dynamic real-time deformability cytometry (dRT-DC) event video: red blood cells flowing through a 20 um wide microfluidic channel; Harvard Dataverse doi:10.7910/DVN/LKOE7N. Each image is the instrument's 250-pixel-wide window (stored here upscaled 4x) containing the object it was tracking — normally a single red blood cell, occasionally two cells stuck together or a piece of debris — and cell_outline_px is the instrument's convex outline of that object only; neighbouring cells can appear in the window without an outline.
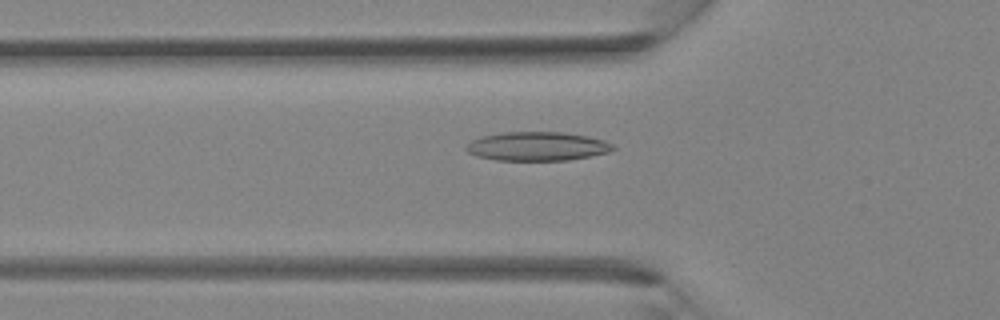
{"species": "Egyptian fruit bat (a non-hibernating species)", "species_latin": "Rousettus aegyptiacus", "temperature_condition": "room temperature", "stored_images_in_passage": 31, "camera_frame_rate_fps": 3000, "um_per_image_px": 0.085, "animal": {"sex": "female"}, "frame": {"image": 1, "passage_image": 5, "time_ms": 1.333, "image_size_px": [1000, 320], "cell_outline_px": [[616, 148], [608, 152], [592, 156], [568, 160], [496, 160], [476, 156], [468, 152], [464, 148], [472, 140], [484, 136], [504, 132], [564, 132], [588, 136], [604, 140], [612, 144]], "centroid_in_image_um": [45.68, 12.44], "position_along_channel_um": 80.1, "area_um2": 24.68}}
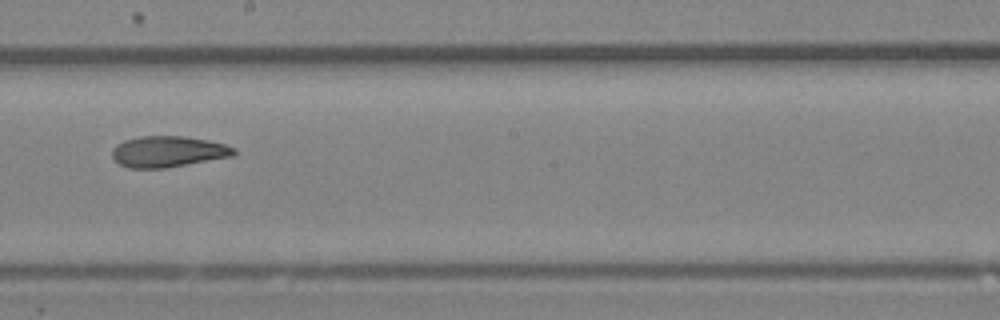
{"frame": {"image": 2, "passage_image": 14, "time_ms": 4.333, "image_size_px": [1000, 320], "cell_outline_px": [[236, 152], [232, 156], [164, 168], [128, 168], [120, 164], [112, 156], [112, 148], [116, 144], [124, 140], [140, 136], [184, 136], [208, 140], [224, 144], [236, 148]], "centroid_in_image_um": [14.26, 12.88], "position_along_channel_um": 233.9, "area_um2": 21.96}}
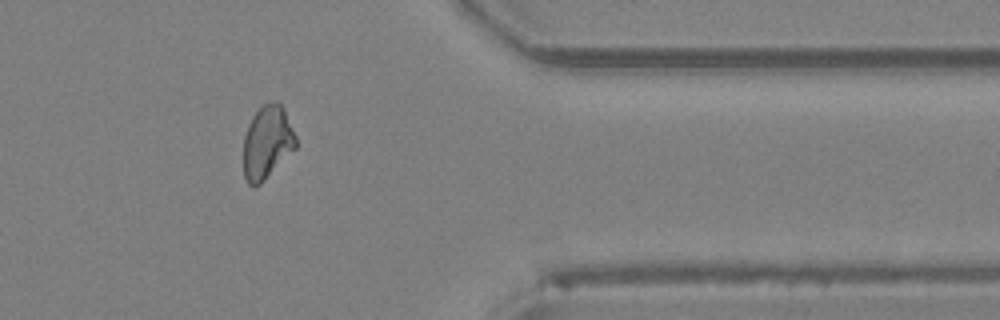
{"frame": {"image": 3, "passage_image": 24, "time_ms": 7.667, "image_size_px": [1000, 320], "cell_outline_px": [[296, 148], [260, 184], [252, 188], [248, 184], [244, 176], [244, 136], [248, 124], [252, 116], [264, 104], [276, 100], [284, 108], [296, 136]], "centroid_in_image_um": [22.7, 12.1], "position_along_channel_um": 388.7, "area_um2": 22.31}}